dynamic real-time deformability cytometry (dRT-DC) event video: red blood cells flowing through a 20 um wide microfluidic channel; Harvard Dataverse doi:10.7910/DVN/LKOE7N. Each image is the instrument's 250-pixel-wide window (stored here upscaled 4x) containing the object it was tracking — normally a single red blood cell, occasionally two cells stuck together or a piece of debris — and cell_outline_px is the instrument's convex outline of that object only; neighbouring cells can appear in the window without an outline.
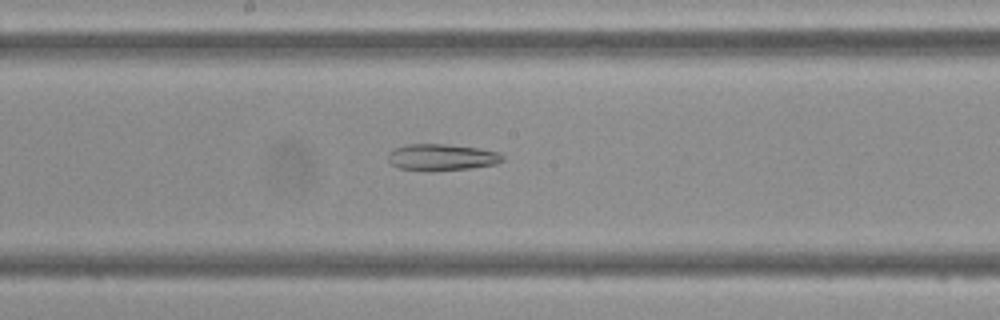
{"species": "Egyptian fruit bat (a non-hibernating species)", "species_latin": "Rousettus aegyptiacus", "temperature_condition": "cold", "stored_images_in_passage": 47, "camera_frame_rate_fps": 3000, "um_per_image_px": 0.085, "frame": {"image": 1, "passage_image": 25, "time_ms": 8.0, "image_size_px": [1000, 320], "cell_outline_px": [[504, 160], [496, 164], [472, 168], [432, 172], [400, 168], [392, 164], [388, 160], [388, 152], [392, 148], [408, 144], [444, 144], [476, 148], [500, 152], [504, 156]], "centroid_in_image_um": [37.54, 13.38], "position_along_channel_um": 210.7, "area_um2": 17.98}}
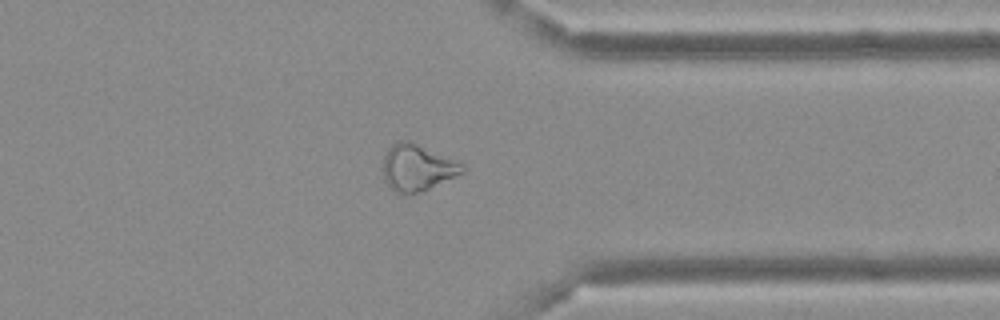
{"frame": {"image": 2, "passage_image": 37, "time_ms": 12.0, "image_size_px": [1000, 320], "cell_outline_px": [[464, 172], [412, 196], [408, 196], [396, 192], [384, 180], [384, 156], [388, 148], [396, 140], [408, 140], [464, 164]], "centroid_in_image_um": [35.44, 14.27], "position_along_channel_um": 376.0, "area_um2": 21.39}}
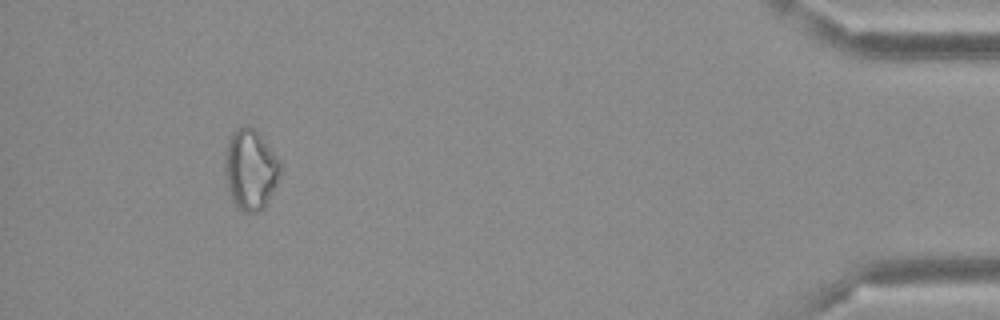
{"frame": {"image": 3, "passage_image": 44, "time_ms": 14.333, "image_size_px": [1000, 320], "cell_outline_px": [[284, 168], [264, 208], [256, 212], [244, 212], [232, 200], [228, 188], [224, 172], [224, 160], [228, 140], [232, 132], [236, 128], [248, 124], [256, 128], [280, 160]], "centroid_in_image_um": [21.31, 14.35], "position_along_channel_um": 413.9, "area_um2": 26.41}}